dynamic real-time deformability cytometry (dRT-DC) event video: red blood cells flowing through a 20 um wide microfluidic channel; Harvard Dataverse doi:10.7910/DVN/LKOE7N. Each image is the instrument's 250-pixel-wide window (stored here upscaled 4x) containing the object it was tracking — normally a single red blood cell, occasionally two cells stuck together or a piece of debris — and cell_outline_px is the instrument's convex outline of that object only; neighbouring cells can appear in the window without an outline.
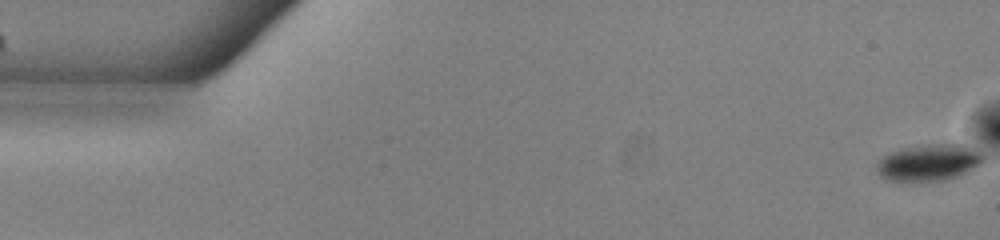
{"species": "common noctule bat (a hibernating species)", "species_latin": "Nyctalus noctula", "temperature_condition": "warm", "stored_images_in_passage": 54, "camera_frame_rate_fps": 3000, "um_per_image_px": 0.085, "animal": {"sex": "male", "body_mass_g": 13.0, "forearm_length_mm": 53.1}, "frame": {"image": 1, "passage_image": 1, "time_ms": 0.0, "image_size_px": [1000, 240], "cell_outline_px": [[984, 160], [980, 164], [956, 176], [940, 180], [884, 180], [876, 172], [876, 164], [884, 156], [892, 152], [904, 148], [928, 144], [964, 144], [972, 148], [984, 156]], "centroid_in_image_um": [78.92, 13.8], "position_along_channel_um": 6.1, "area_um2": 22.2}}
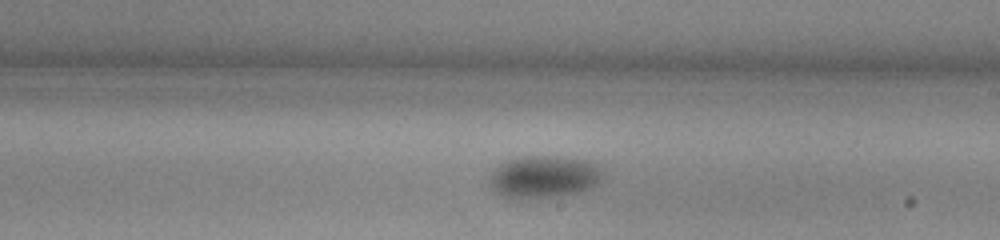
{"frame": {"image": 2, "passage_image": 31, "time_ms": 10.0, "image_size_px": [1000, 240], "cell_outline_px": [[604, 176], [596, 184], [580, 192], [536, 200], [516, 200], [504, 196], [496, 192], [492, 188], [488, 180], [492, 172], [500, 164], [508, 160], [520, 156], [556, 156], [584, 160], [600, 164], [604, 172]], "centroid_in_image_um": [46.24, 15.05], "position_along_channel_um": 242.8, "area_um2": 28.55}}
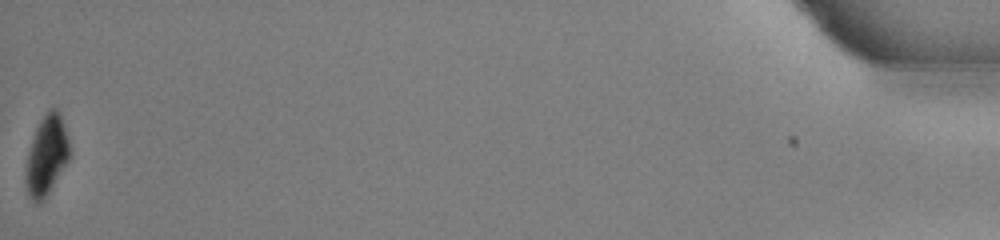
{"frame": {"image": 3, "passage_image": 54, "time_ms": 17.667, "image_size_px": [1000, 240], "cell_outline_px": [[68, 160], [44, 200], [40, 204], [36, 204], [32, 200], [28, 192], [24, 180], [24, 172], [28, 152], [36, 128], [40, 120], [48, 108], [56, 108], [60, 112], [68, 140]], "centroid_in_image_um": [3.92, 13.22], "position_along_channel_um": 431.3, "area_um2": 20.17}, "authors_computed_cell_mechanics": {"area_um2": 25.5476, "velocity_mm_per_s": 3.8354, "shape_relaxation_time_tau1_ms": 2.3862, "shape_relaxation_time_tau2_ms": null, "deformation_change_tau1": 0.0669, "deformation_change_tau2": null}}